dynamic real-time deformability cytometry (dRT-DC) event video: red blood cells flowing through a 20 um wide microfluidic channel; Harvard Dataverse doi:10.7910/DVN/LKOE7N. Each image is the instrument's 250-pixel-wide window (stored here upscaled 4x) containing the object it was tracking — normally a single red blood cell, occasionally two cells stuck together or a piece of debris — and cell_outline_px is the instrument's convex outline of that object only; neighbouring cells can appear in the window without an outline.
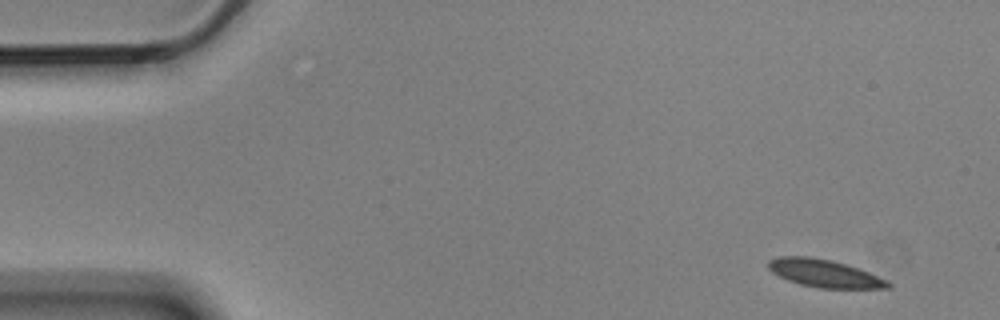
{"species": "Egyptian fruit bat (a non-hibernating species)", "species_latin": "Rousettus aegyptiacus", "temperature_condition": "cold", "stored_images_in_passage": 8, "camera_frame_rate_fps": 3000, "um_per_image_px": 0.085, "animal": {"sex": "male"}, "frame": {"image": 1, "passage_image": 1, "time_ms": 0.0, "image_size_px": [1000, 320], "cell_outline_px": [[892, 288], [820, 288], [800, 284], [788, 280], [772, 272], [768, 268], [768, 260], [780, 256], [808, 256], [832, 260], [860, 268], [888, 280], [892, 284]], "centroid_in_image_um": [70.11, 23.23], "position_along_channel_um": 14.9, "area_um2": 19.42}}
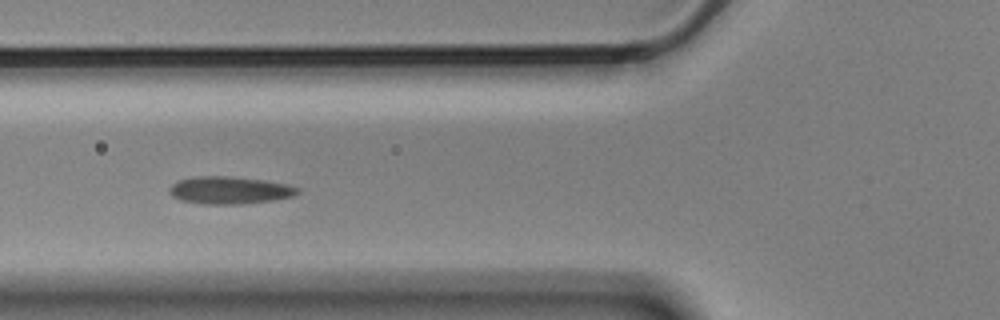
{"frame": {"image": 2, "passage_image": 5, "time_ms": 1.333, "image_size_px": [1000, 320], "cell_outline_px": [[300, 192], [292, 196], [272, 200], [240, 204], [204, 204], [180, 200], [172, 196], [168, 192], [168, 188], [176, 180], [196, 176], [224, 176], [264, 180], [288, 184], [300, 188]], "centroid_in_image_um": [19.48, 16.16], "position_along_channel_um": 106.3, "area_um2": 20.58}}
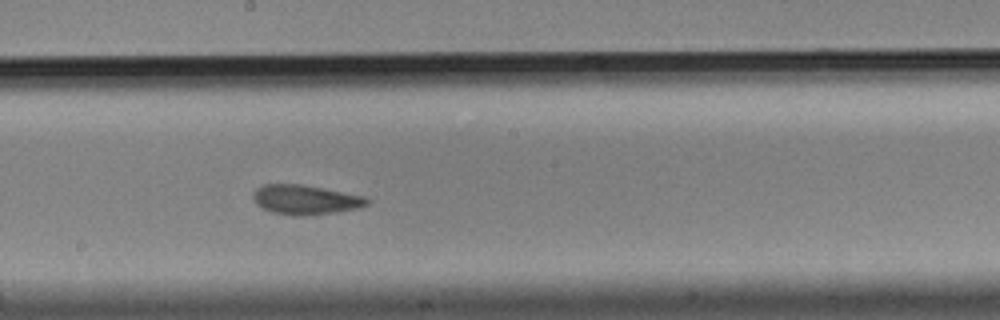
{"frame": {"image": 3, "passage_image": 8, "time_ms": 2.333, "image_size_px": [1000, 320], "cell_outline_px": [[368, 204], [360, 208], [336, 212], [304, 216], [296, 216], [272, 212], [256, 204], [252, 196], [256, 188], [264, 184], [300, 184], [324, 188], [364, 196], [368, 200]], "centroid_in_image_um": [25.95, 16.97], "position_along_channel_um": 222.2, "area_um2": 19.59}}